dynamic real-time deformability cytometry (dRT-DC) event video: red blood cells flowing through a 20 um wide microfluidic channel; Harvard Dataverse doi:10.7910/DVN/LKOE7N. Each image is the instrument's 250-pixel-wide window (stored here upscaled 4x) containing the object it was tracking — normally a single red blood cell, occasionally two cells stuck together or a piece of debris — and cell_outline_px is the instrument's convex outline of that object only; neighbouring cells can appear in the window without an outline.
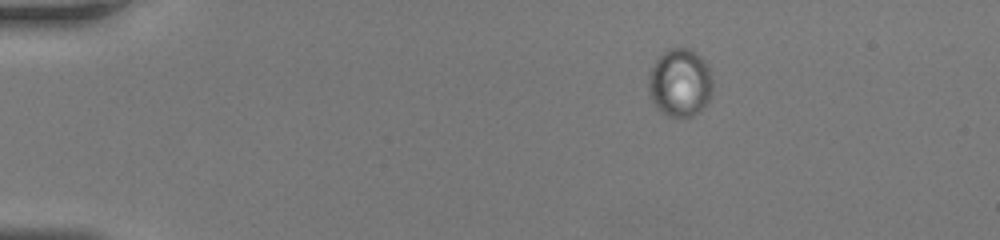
{"species": "human", "species_latin": "Homo sapiens", "temperature_condition": "room temperature", "stored_images_in_passage": 39, "camera_frame_rate_fps": 3000, "um_per_image_px": 0.085, "donor": {"sex": "female"}, "frame": {"image": 1, "passage_image": 1, "time_ms": 0.0, "image_size_px": [1000, 240], "cell_outline_px": [[712, 88], [708, 100], [704, 108], [700, 112], [692, 116], [668, 116], [652, 100], [648, 88], [648, 76], [656, 60], [664, 52], [672, 48], [688, 48], [696, 52], [700, 56], [708, 68], [712, 80]], "centroid_in_image_um": [57.81, 7.03], "position_along_channel_um": 27.2, "area_um2": 25.03}}
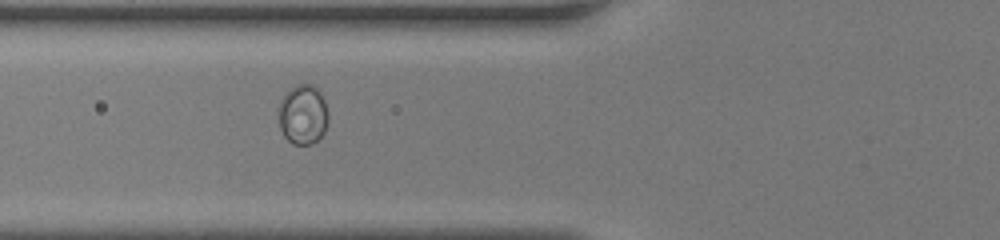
{"frame": {"image": 2, "passage_image": 12, "time_ms": 3.667, "image_size_px": [1000, 240], "cell_outline_px": [[328, 120], [324, 132], [312, 144], [292, 144], [284, 136], [280, 128], [280, 100], [296, 84], [312, 84], [320, 92], [324, 100], [328, 112]], "centroid_in_image_um": [25.77, 9.74], "position_along_channel_um": 100.0, "area_um2": 17.05}}
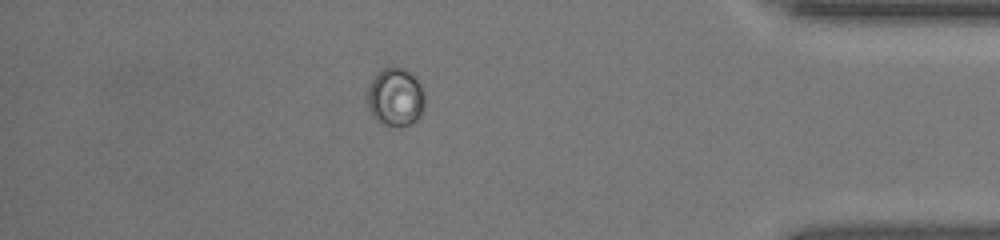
{"frame": {"image": 3, "passage_image": 34, "time_ms": 11.0, "image_size_px": [1000, 240], "cell_outline_px": [[424, 104], [420, 116], [416, 120], [408, 124], [380, 124], [372, 116], [368, 108], [368, 88], [376, 72], [388, 64], [404, 68], [420, 84], [424, 96]], "centroid_in_image_um": [33.58, 8.2], "position_along_channel_um": 401.6, "area_um2": 19.36}}